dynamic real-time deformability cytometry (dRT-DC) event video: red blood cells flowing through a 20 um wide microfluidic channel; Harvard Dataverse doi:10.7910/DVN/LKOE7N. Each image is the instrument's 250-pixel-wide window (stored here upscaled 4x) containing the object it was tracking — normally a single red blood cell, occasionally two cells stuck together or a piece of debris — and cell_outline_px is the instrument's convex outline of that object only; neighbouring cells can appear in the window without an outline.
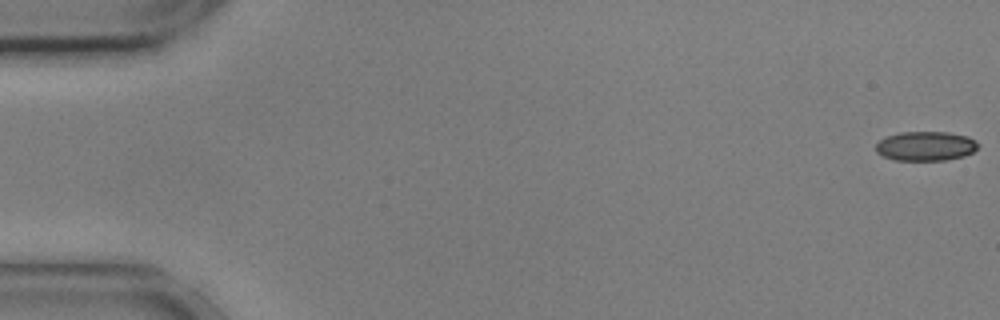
{"species": "common noctule bat (a hibernating species)", "species_latin": "Nyctalus noctula", "temperature_condition": "cold", "stored_images_in_passage": 56, "camera_frame_rate_fps": 3000, "um_per_image_px": 0.085, "animal": {"sex": "male", "body_mass_g": 17.9, "forearm_length_mm": 54.2}, "frame": {"image": 1, "passage_image": 1, "time_ms": 0.0, "image_size_px": [1000, 320], "cell_outline_px": [[980, 144], [972, 152], [964, 156], [944, 160], [896, 160], [884, 156], [876, 152], [876, 144], [880, 140], [888, 136], [900, 132], [948, 132], [968, 136], [976, 140]], "centroid_in_image_um": [78.71, 12.41], "position_along_channel_um": 6.3, "area_um2": 17.46}}
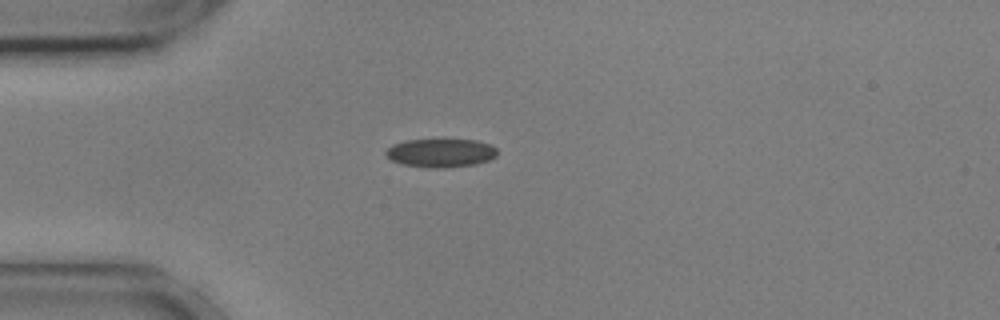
{"frame": {"image": 2, "passage_image": 15, "time_ms": 4.667, "image_size_px": [1000, 320], "cell_outline_px": [[496, 156], [488, 160], [476, 164], [444, 168], [432, 168], [400, 164], [392, 160], [384, 152], [392, 144], [404, 140], [444, 136], [476, 140], [488, 144], [496, 148]], "centroid_in_image_um": [37.44, 12.94], "position_along_channel_um": 47.6, "area_um2": 19.48}}
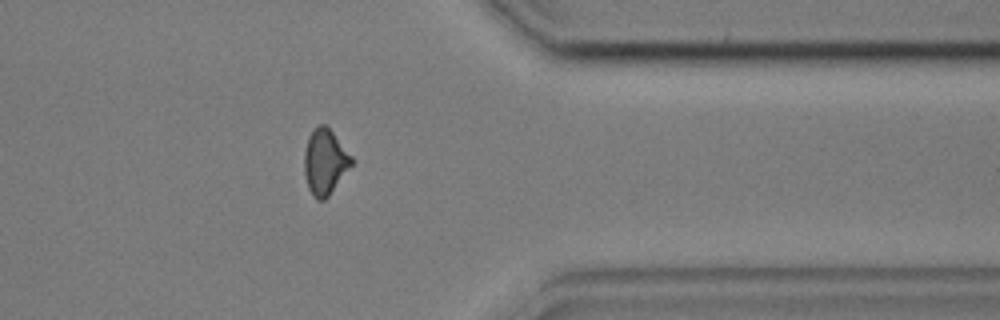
{"frame": {"image": 3, "passage_image": 45, "time_ms": 14.667, "image_size_px": [1000, 320], "cell_outline_px": [[356, 160], [328, 196], [324, 200], [316, 200], [312, 196], [308, 188], [304, 176], [304, 152], [308, 136], [320, 124], [324, 124], [332, 132]], "centroid_in_image_um": [27.62, 13.78], "position_along_channel_um": 383.8, "area_um2": 18.09}, "authors_computed_cell_mechanics": {"area_um2": 18.1781, "velocity_mm_per_s": 3.61, "shape_relaxation_time_tau1_ms": 5.2358, "shape_relaxation_time_tau2_ms": 2.4428, "deformation_change_tau1": 0.0943, "deformation_change_tau2": 0.0643}}